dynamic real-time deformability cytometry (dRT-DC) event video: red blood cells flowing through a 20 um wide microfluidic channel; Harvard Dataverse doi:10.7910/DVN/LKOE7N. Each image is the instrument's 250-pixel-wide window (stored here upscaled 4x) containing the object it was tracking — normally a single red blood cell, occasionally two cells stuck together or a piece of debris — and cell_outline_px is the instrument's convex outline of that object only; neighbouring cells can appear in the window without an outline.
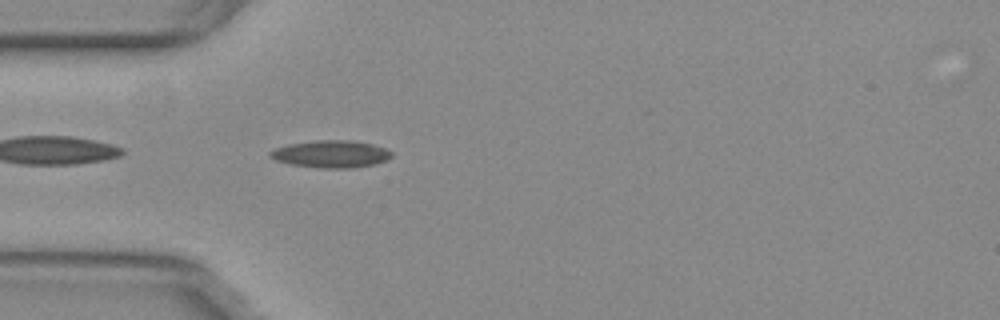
{"species": "common noctule bat (a hibernating species)", "species_latin": "Nyctalus noctula", "temperature_condition": "warm", "stored_images_in_passage": 34, "camera_frame_rate_fps": 3000, "um_per_image_px": 0.085, "animal": {"sex": "female", "body_mass_g": 29.2, "forearm_length_mm": 56.3}, "frame": {"image": 1, "passage_image": 1, "time_ms": 0.0, "image_size_px": [1000, 320], "cell_outline_px": [[392, 156], [376, 164], [352, 168], [320, 168], [292, 164], [276, 160], [268, 156], [268, 152], [276, 148], [288, 144], [316, 140], [352, 140], [372, 144], [384, 148], [392, 152]], "centroid_in_image_um": [28.12, 13.09], "position_along_channel_um": 56.9, "area_um2": 19.25}}
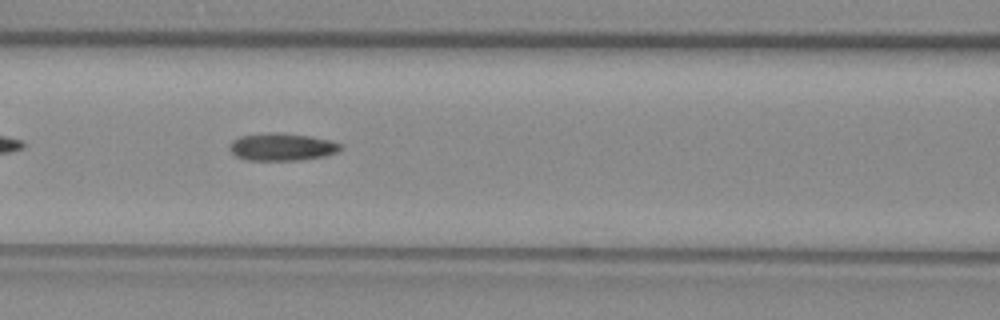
{"frame": {"image": 2, "passage_image": 8, "time_ms": 2.333, "image_size_px": [1000, 320], "cell_outline_px": [[344, 148], [336, 152], [324, 156], [300, 160], [248, 160], [236, 156], [228, 148], [228, 144], [232, 140], [240, 136], [268, 132], [280, 132], [312, 136], [328, 140], [340, 144]], "centroid_in_image_um": [23.93, 12.47], "position_along_channel_um": 142.7, "area_um2": 17.92}}
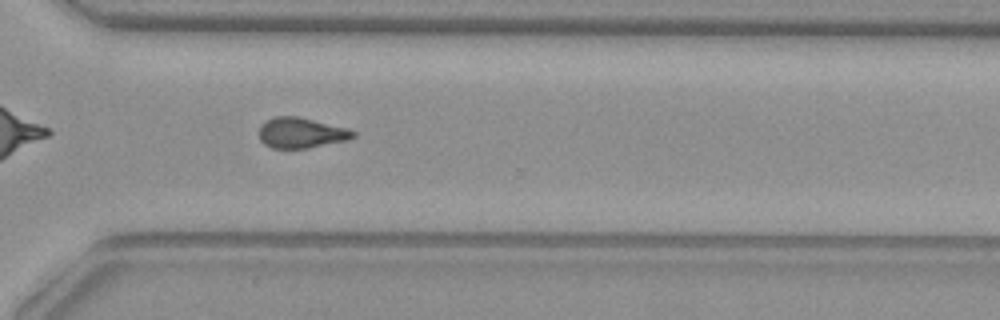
{"frame": {"image": 3, "passage_image": 24, "time_ms": 7.667, "image_size_px": [1000, 320], "cell_outline_px": [[356, 136], [348, 140], [308, 148], [272, 148], [264, 144], [260, 140], [260, 124], [264, 120], [276, 116], [300, 116], [344, 128], [356, 132]], "centroid_in_image_um": [25.57, 11.29], "position_along_channel_um": 345.0, "area_um2": 16.7}, "authors_computed_cell_mechanics": {"area_um2": 17.9469, "velocity_mm_per_s": 3.7982, "shape_relaxation_time_tau1_ms": null, "shape_relaxation_time_tau2_ms": 4.2407, "deformation_change_tau1": null, "deformation_change_tau2": 0.1325}}